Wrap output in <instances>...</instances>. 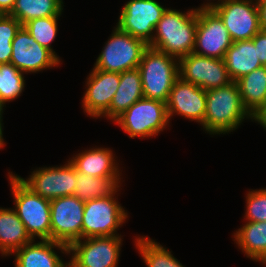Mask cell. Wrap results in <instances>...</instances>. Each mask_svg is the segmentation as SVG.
<instances>
[{
	"instance_id": "obj_8",
	"label": "cell",
	"mask_w": 266,
	"mask_h": 267,
	"mask_svg": "<svg viewBox=\"0 0 266 267\" xmlns=\"http://www.w3.org/2000/svg\"><path fill=\"white\" fill-rule=\"evenodd\" d=\"M121 245V235L77 240L68 246V255L72 254L69 263L74 267H117Z\"/></svg>"
},
{
	"instance_id": "obj_22",
	"label": "cell",
	"mask_w": 266,
	"mask_h": 267,
	"mask_svg": "<svg viewBox=\"0 0 266 267\" xmlns=\"http://www.w3.org/2000/svg\"><path fill=\"white\" fill-rule=\"evenodd\" d=\"M31 241L15 209L0 207V253L2 256L12 255L14 251Z\"/></svg>"
},
{
	"instance_id": "obj_5",
	"label": "cell",
	"mask_w": 266,
	"mask_h": 267,
	"mask_svg": "<svg viewBox=\"0 0 266 267\" xmlns=\"http://www.w3.org/2000/svg\"><path fill=\"white\" fill-rule=\"evenodd\" d=\"M114 122L130 138L157 136L169 123L167 106L163 101L143 97Z\"/></svg>"
},
{
	"instance_id": "obj_37",
	"label": "cell",
	"mask_w": 266,
	"mask_h": 267,
	"mask_svg": "<svg viewBox=\"0 0 266 267\" xmlns=\"http://www.w3.org/2000/svg\"><path fill=\"white\" fill-rule=\"evenodd\" d=\"M2 114L3 113H0V149L2 148V147H4V145H5V143H4V139H3V124H2Z\"/></svg>"
},
{
	"instance_id": "obj_23",
	"label": "cell",
	"mask_w": 266,
	"mask_h": 267,
	"mask_svg": "<svg viewBox=\"0 0 266 267\" xmlns=\"http://www.w3.org/2000/svg\"><path fill=\"white\" fill-rule=\"evenodd\" d=\"M234 241L253 261L266 266V221L249 222L235 231Z\"/></svg>"
},
{
	"instance_id": "obj_28",
	"label": "cell",
	"mask_w": 266,
	"mask_h": 267,
	"mask_svg": "<svg viewBox=\"0 0 266 267\" xmlns=\"http://www.w3.org/2000/svg\"><path fill=\"white\" fill-rule=\"evenodd\" d=\"M24 73L13 64H0V103L4 107L6 102L18 99L24 91Z\"/></svg>"
},
{
	"instance_id": "obj_14",
	"label": "cell",
	"mask_w": 266,
	"mask_h": 267,
	"mask_svg": "<svg viewBox=\"0 0 266 267\" xmlns=\"http://www.w3.org/2000/svg\"><path fill=\"white\" fill-rule=\"evenodd\" d=\"M197 18L193 53L224 59L233 41L222 19L214 10L197 11Z\"/></svg>"
},
{
	"instance_id": "obj_39",
	"label": "cell",
	"mask_w": 266,
	"mask_h": 267,
	"mask_svg": "<svg viewBox=\"0 0 266 267\" xmlns=\"http://www.w3.org/2000/svg\"><path fill=\"white\" fill-rule=\"evenodd\" d=\"M3 106L1 105V103H0V113H3Z\"/></svg>"
},
{
	"instance_id": "obj_6",
	"label": "cell",
	"mask_w": 266,
	"mask_h": 267,
	"mask_svg": "<svg viewBox=\"0 0 266 267\" xmlns=\"http://www.w3.org/2000/svg\"><path fill=\"white\" fill-rule=\"evenodd\" d=\"M148 45L116 26L99 54L94 68L106 72H124L138 68Z\"/></svg>"
},
{
	"instance_id": "obj_38",
	"label": "cell",
	"mask_w": 266,
	"mask_h": 267,
	"mask_svg": "<svg viewBox=\"0 0 266 267\" xmlns=\"http://www.w3.org/2000/svg\"><path fill=\"white\" fill-rule=\"evenodd\" d=\"M64 267H74L71 263L67 262V264Z\"/></svg>"
},
{
	"instance_id": "obj_18",
	"label": "cell",
	"mask_w": 266,
	"mask_h": 267,
	"mask_svg": "<svg viewBox=\"0 0 266 267\" xmlns=\"http://www.w3.org/2000/svg\"><path fill=\"white\" fill-rule=\"evenodd\" d=\"M24 245L12 254H15V267H64L65 263L54 248L61 250L63 254H68V246L52 240H41Z\"/></svg>"
},
{
	"instance_id": "obj_36",
	"label": "cell",
	"mask_w": 266,
	"mask_h": 267,
	"mask_svg": "<svg viewBox=\"0 0 266 267\" xmlns=\"http://www.w3.org/2000/svg\"><path fill=\"white\" fill-rule=\"evenodd\" d=\"M214 1V0H213ZM224 0H218L217 3H213V2H208L206 4H202V6L198 7V8H194V10L196 11H201V10H213L216 7H218Z\"/></svg>"
},
{
	"instance_id": "obj_21",
	"label": "cell",
	"mask_w": 266,
	"mask_h": 267,
	"mask_svg": "<svg viewBox=\"0 0 266 267\" xmlns=\"http://www.w3.org/2000/svg\"><path fill=\"white\" fill-rule=\"evenodd\" d=\"M224 62L232 81H236L251 71L263 66L252 39L234 41L227 49Z\"/></svg>"
},
{
	"instance_id": "obj_32",
	"label": "cell",
	"mask_w": 266,
	"mask_h": 267,
	"mask_svg": "<svg viewBox=\"0 0 266 267\" xmlns=\"http://www.w3.org/2000/svg\"><path fill=\"white\" fill-rule=\"evenodd\" d=\"M252 41L257 47L258 59L263 66H266V31L260 30Z\"/></svg>"
},
{
	"instance_id": "obj_17",
	"label": "cell",
	"mask_w": 266,
	"mask_h": 267,
	"mask_svg": "<svg viewBox=\"0 0 266 267\" xmlns=\"http://www.w3.org/2000/svg\"><path fill=\"white\" fill-rule=\"evenodd\" d=\"M166 106L169 122L175 114L202 125L206 110V91L179 77L170 91Z\"/></svg>"
},
{
	"instance_id": "obj_3",
	"label": "cell",
	"mask_w": 266,
	"mask_h": 267,
	"mask_svg": "<svg viewBox=\"0 0 266 267\" xmlns=\"http://www.w3.org/2000/svg\"><path fill=\"white\" fill-rule=\"evenodd\" d=\"M14 209L32 240H51L50 200L35 194L12 172H8Z\"/></svg>"
},
{
	"instance_id": "obj_1",
	"label": "cell",
	"mask_w": 266,
	"mask_h": 267,
	"mask_svg": "<svg viewBox=\"0 0 266 267\" xmlns=\"http://www.w3.org/2000/svg\"><path fill=\"white\" fill-rule=\"evenodd\" d=\"M197 21V11L193 8L186 13L167 8L148 47L178 60L187 56L194 50Z\"/></svg>"
},
{
	"instance_id": "obj_2",
	"label": "cell",
	"mask_w": 266,
	"mask_h": 267,
	"mask_svg": "<svg viewBox=\"0 0 266 267\" xmlns=\"http://www.w3.org/2000/svg\"><path fill=\"white\" fill-rule=\"evenodd\" d=\"M253 116L243 106L236 82L206 90V110L202 127L209 134H228Z\"/></svg>"
},
{
	"instance_id": "obj_7",
	"label": "cell",
	"mask_w": 266,
	"mask_h": 267,
	"mask_svg": "<svg viewBox=\"0 0 266 267\" xmlns=\"http://www.w3.org/2000/svg\"><path fill=\"white\" fill-rule=\"evenodd\" d=\"M118 189L107 197L85 201L82 239L119 235L117 230L125 223L128 213L116 200Z\"/></svg>"
},
{
	"instance_id": "obj_35",
	"label": "cell",
	"mask_w": 266,
	"mask_h": 267,
	"mask_svg": "<svg viewBox=\"0 0 266 267\" xmlns=\"http://www.w3.org/2000/svg\"><path fill=\"white\" fill-rule=\"evenodd\" d=\"M15 1L16 0H0V12L3 15L9 14L14 7Z\"/></svg>"
},
{
	"instance_id": "obj_25",
	"label": "cell",
	"mask_w": 266,
	"mask_h": 267,
	"mask_svg": "<svg viewBox=\"0 0 266 267\" xmlns=\"http://www.w3.org/2000/svg\"><path fill=\"white\" fill-rule=\"evenodd\" d=\"M63 6V0H16L8 15L16 18L24 25L35 18H60Z\"/></svg>"
},
{
	"instance_id": "obj_29",
	"label": "cell",
	"mask_w": 266,
	"mask_h": 267,
	"mask_svg": "<svg viewBox=\"0 0 266 267\" xmlns=\"http://www.w3.org/2000/svg\"><path fill=\"white\" fill-rule=\"evenodd\" d=\"M58 19V17L35 18L26 22L23 27L38 44L50 50L59 59L51 46L58 33Z\"/></svg>"
},
{
	"instance_id": "obj_30",
	"label": "cell",
	"mask_w": 266,
	"mask_h": 267,
	"mask_svg": "<svg viewBox=\"0 0 266 267\" xmlns=\"http://www.w3.org/2000/svg\"><path fill=\"white\" fill-rule=\"evenodd\" d=\"M23 25L14 17H0V64H9L12 55V40Z\"/></svg>"
},
{
	"instance_id": "obj_9",
	"label": "cell",
	"mask_w": 266,
	"mask_h": 267,
	"mask_svg": "<svg viewBox=\"0 0 266 267\" xmlns=\"http://www.w3.org/2000/svg\"><path fill=\"white\" fill-rule=\"evenodd\" d=\"M85 202L74 195L50 200L51 240L71 243L82 239Z\"/></svg>"
},
{
	"instance_id": "obj_33",
	"label": "cell",
	"mask_w": 266,
	"mask_h": 267,
	"mask_svg": "<svg viewBox=\"0 0 266 267\" xmlns=\"http://www.w3.org/2000/svg\"><path fill=\"white\" fill-rule=\"evenodd\" d=\"M260 29L266 31V0H256Z\"/></svg>"
},
{
	"instance_id": "obj_19",
	"label": "cell",
	"mask_w": 266,
	"mask_h": 267,
	"mask_svg": "<svg viewBox=\"0 0 266 267\" xmlns=\"http://www.w3.org/2000/svg\"><path fill=\"white\" fill-rule=\"evenodd\" d=\"M109 148H92L69 159L77 172L93 177H120L118 163Z\"/></svg>"
},
{
	"instance_id": "obj_13",
	"label": "cell",
	"mask_w": 266,
	"mask_h": 267,
	"mask_svg": "<svg viewBox=\"0 0 266 267\" xmlns=\"http://www.w3.org/2000/svg\"><path fill=\"white\" fill-rule=\"evenodd\" d=\"M213 10L222 19L233 42L250 40L261 30L256 0H224Z\"/></svg>"
},
{
	"instance_id": "obj_16",
	"label": "cell",
	"mask_w": 266,
	"mask_h": 267,
	"mask_svg": "<svg viewBox=\"0 0 266 267\" xmlns=\"http://www.w3.org/2000/svg\"><path fill=\"white\" fill-rule=\"evenodd\" d=\"M119 84L120 73L93 68L87 78V87L82 100L84 112L90 117L101 118L109 109Z\"/></svg>"
},
{
	"instance_id": "obj_20",
	"label": "cell",
	"mask_w": 266,
	"mask_h": 267,
	"mask_svg": "<svg viewBox=\"0 0 266 267\" xmlns=\"http://www.w3.org/2000/svg\"><path fill=\"white\" fill-rule=\"evenodd\" d=\"M141 73L138 68L120 73V84L110 103L109 109L102 115L113 122L131 105L143 98Z\"/></svg>"
},
{
	"instance_id": "obj_24",
	"label": "cell",
	"mask_w": 266,
	"mask_h": 267,
	"mask_svg": "<svg viewBox=\"0 0 266 267\" xmlns=\"http://www.w3.org/2000/svg\"><path fill=\"white\" fill-rule=\"evenodd\" d=\"M243 106L254 116L266 103V66H261L235 81Z\"/></svg>"
},
{
	"instance_id": "obj_12",
	"label": "cell",
	"mask_w": 266,
	"mask_h": 267,
	"mask_svg": "<svg viewBox=\"0 0 266 267\" xmlns=\"http://www.w3.org/2000/svg\"><path fill=\"white\" fill-rule=\"evenodd\" d=\"M17 176L35 194L48 200L73 195L77 183V171L70 161L60 167H39L28 179Z\"/></svg>"
},
{
	"instance_id": "obj_11",
	"label": "cell",
	"mask_w": 266,
	"mask_h": 267,
	"mask_svg": "<svg viewBox=\"0 0 266 267\" xmlns=\"http://www.w3.org/2000/svg\"><path fill=\"white\" fill-rule=\"evenodd\" d=\"M179 77L205 91L233 82L223 59L201 56L193 52L179 59Z\"/></svg>"
},
{
	"instance_id": "obj_10",
	"label": "cell",
	"mask_w": 266,
	"mask_h": 267,
	"mask_svg": "<svg viewBox=\"0 0 266 267\" xmlns=\"http://www.w3.org/2000/svg\"><path fill=\"white\" fill-rule=\"evenodd\" d=\"M166 10L156 0H129L123 6L116 26L149 45Z\"/></svg>"
},
{
	"instance_id": "obj_27",
	"label": "cell",
	"mask_w": 266,
	"mask_h": 267,
	"mask_svg": "<svg viewBox=\"0 0 266 267\" xmlns=\"http://www.w3.org/2000/svg\"><path fill=\"white\" fill-rule=\"evenodd\" d=\"M135 244L147 267H184L171 251L150 237H137Z\"/></svg>"
},
{
	"instance_id": "obj_31",
	"label": "cell",
	"mask_w": 266,
	"mask_h": 267,
	"mask_svg": "<svg viewBox=\"0 0 266 267\" xmlns=\"http://www.w3.org/2000/svg\"><path fill=\"white\" fill-rule=\"evenodd\" d=\"M245 219L249 222L266 221V188L247 193Z\"/></svg>"
},
{
	"instance_id": "obj_15",
	"label": "cell",
	"mask_w": 266,
	"mask_h": 267,
	"mask_svg": "<svg viewBox=\"0 0 266 267\" xmlns=\"http://www.w3.org/2000/svg\"><path fill=\"white\" fill-rule=\"evenodd\" d=\"M60 62L50 50L38 44L23 26L12 40L10 63L20 72L36 73L58 66Z\"/></svg>"
},
{
	"instance_id": "obj_4",
	"label": "cell",
	"mask_w": 266,
	"mask_h": 267,
	"mask_svg": "<svg viewBox=\"0 0 266 267\" xmlns=\"http://www.w3.org/2000/svg\"><path fill=\"white\" fill-rule=\"evenodd\" d=\"M138 69L141 73L143 96L167 103L170 91L179 78V60L148 47Z\"/></svg>"
},
{
	"instance_id": "obj_34",
	"label": "cell",
	"mask_w": 266,
	"mask_h": 267,
	"mask_svg": "<svg viewBox=\"0 0 266 267\" xmlns=\"http://www.w3.org/2000/svg\"><path fill=\"white\" fill-rule=\"evenodd\" d=\"M253 120L266 130V103L255 113Z\"/></svg>"
},
{
	"instance_id": "obj_26",
	"label": "cell",
	"mask_w": 266,
	"mask_h": 267,
	"mask_svg": "<svg viewBox=\"0 0 266 267\" xmlns=\"http://www.w3.org/2000/svg\"><path fill=\"white\" fill-rule=\"evenodd\" d=\"M120 179V177H93L77 172V183L73 195L84 202L107 197L120 187Z\"/></svg>"
}]
</instances>
